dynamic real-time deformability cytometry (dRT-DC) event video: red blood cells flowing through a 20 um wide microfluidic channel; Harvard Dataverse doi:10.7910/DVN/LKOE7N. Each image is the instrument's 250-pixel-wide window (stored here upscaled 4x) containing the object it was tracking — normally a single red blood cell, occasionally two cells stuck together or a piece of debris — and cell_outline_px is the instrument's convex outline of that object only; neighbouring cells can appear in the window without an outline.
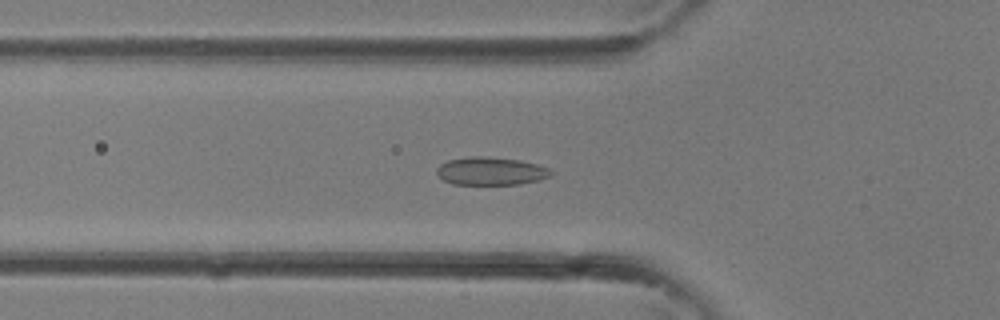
{"species": "common noctule bat (a hibernating species)", "species_latin": "Nyctalus noctula", "temperature_condition": "room temperature", "stored_images_in_passage": 32, "segment_of_instrument_passage": [1, 2], "camera_frame_rate_fps": 3000, "um_per_image_px": 0.085, "animal": {"sex": "female"}, "frame": {"image": 1, "passage_image": 7, "time_ms": 2.0, "image_size_px": [1000, 320], "cell_outline_px": [[552, 176], [540, 180], [520, 184], [452, 184], [444, 180], [436, 172], [436, 168], [440, 164], [448, 160], [468, 156], [484, 156], [520, 160], [536, 164], [548, 168], [552, 172]], "centroid_in_image_um": [41.72, 14.54], "position_along_channel_um": 84.1, "area_um2": 18.67}}
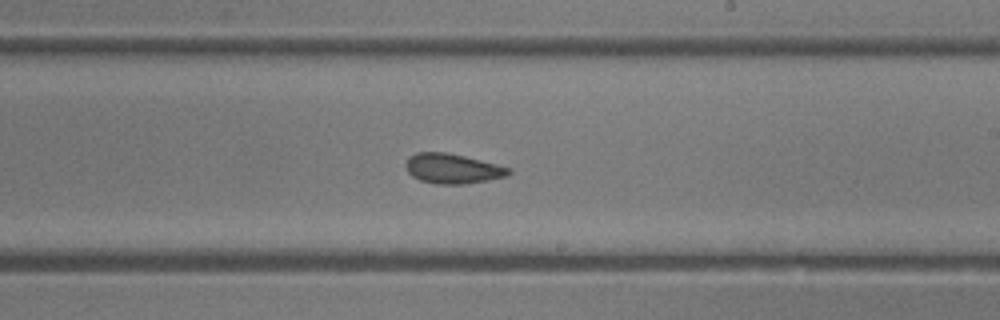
{"frame": {"image": 2, "passage_image": 16, "time_ms": 5.0, "image_size_px": [1000, 320], "cell_outline_px": [[512, 172], [508, 176], [488, 180], [464, 184], [436, 184], [420, 180], [412, 176], [408, 172], [404, 164], [408, 156], [416, 152], [444, 152], [464, 156], [512, 168]], "centroid_in_image_um": [38.45, 14.33], "position_along_channel_um": 250.5, "area_um2": 18.03}}
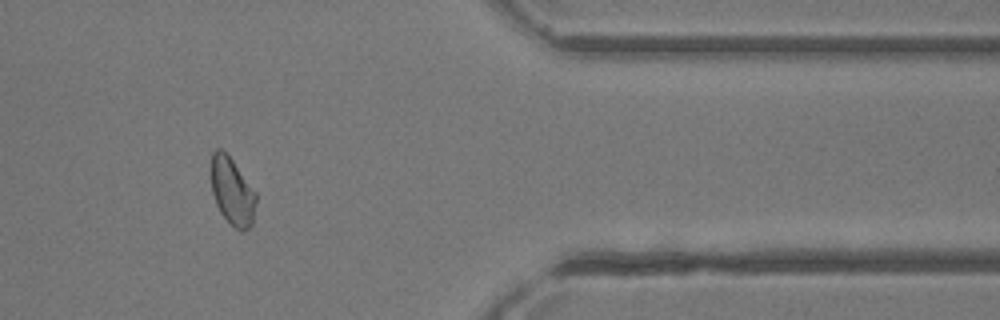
{"frame": {"image": 3, "passage_image": 25, "time_ms": 8.0, "image_size_px": [1000, 320], "cell_outline_px": [[256, 200], [252, 224], [244, 232], [240, 232], [220, 212], [216, 204], [212, 192], [212, 152], [216, 148], [220, 148], [232, 160], [256, 192]], "centroid_in_image_um": [19.75, 16.29], "position_along_channel_um": 391.7, "area_um2": 17.34}}